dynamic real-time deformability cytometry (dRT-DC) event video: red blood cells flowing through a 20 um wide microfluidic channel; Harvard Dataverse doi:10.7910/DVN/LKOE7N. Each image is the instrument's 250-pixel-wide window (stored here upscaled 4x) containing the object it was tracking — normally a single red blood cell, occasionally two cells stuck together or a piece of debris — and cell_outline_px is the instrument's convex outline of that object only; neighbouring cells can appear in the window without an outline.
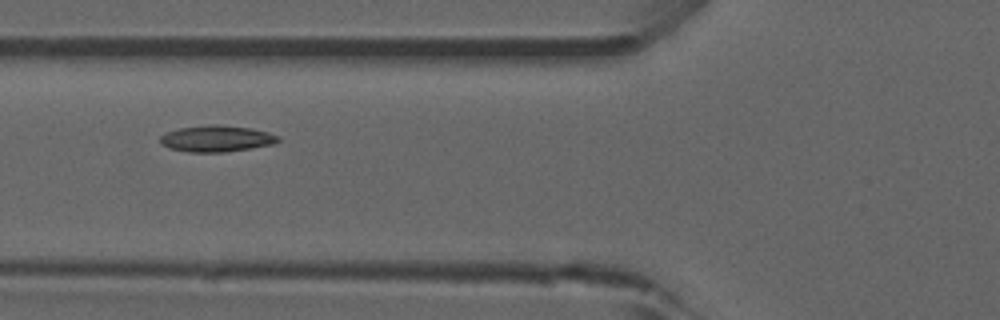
{"species": "common noctule bat (a hibernating species)", "species_latin": "Nyctalus noctula", "temperature_condition": "room temperature", "stored_images_in_passage": 40, "camera_frame_rate_fps": 3000, "um_per_image_px": 0.085, "animal": {"sex": "male", "forearm_length_mm": 52.5}, "frame": {"image": 1, "passage_image": 7, "time_ms": 2.0, "image_size_px": [1000, 320], "cell_outline_px": [[280, 140], [276, 144], [224, 152], [188, 152], [168, 148], [160, 144], [160, 136], [168, 132], [180, 128], [208, 124], [220, 124], [252, 128], [268, 132], [280, 136]], "centroid_in_image_um": [18.43, 11.78], "position_along_channel_um": 107.4, "area_um2": 18.32}}
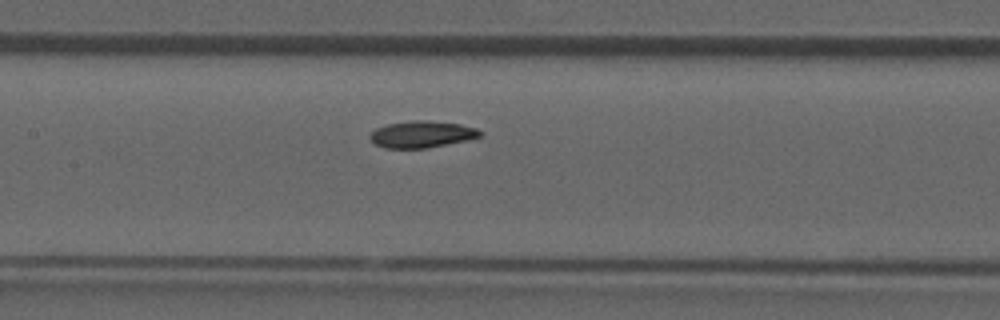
{"frame": {"image": 2, "passage_image": 12, "time_ms": 3.667, "image_size_px": [1000, 320], "cell_outline_px": [[484, 136], [468, 140], [424, 148], [384, 148], [376, 144], [368, 136], [376, 128], [388, 124], [412, 120], [424, 120], [460, 124], [476, 128], [484, 132]], "centroid_in_image_um": [35.89, 11.41], "position_along_channel_um": 171.5, "area_um2": 17.11}, "authors_computed_cell_mechanics": {"area_um2": 16.9932, "velocity_mm_per_s": 3.8403, "shape_relaxation_time_tau1_ms": 9.3649, "shape_relaxation_time_tau2_ms": 4.4048, "deformation_change_tau1": 0.1719, "deformation_change_tau2": 0.0961}}